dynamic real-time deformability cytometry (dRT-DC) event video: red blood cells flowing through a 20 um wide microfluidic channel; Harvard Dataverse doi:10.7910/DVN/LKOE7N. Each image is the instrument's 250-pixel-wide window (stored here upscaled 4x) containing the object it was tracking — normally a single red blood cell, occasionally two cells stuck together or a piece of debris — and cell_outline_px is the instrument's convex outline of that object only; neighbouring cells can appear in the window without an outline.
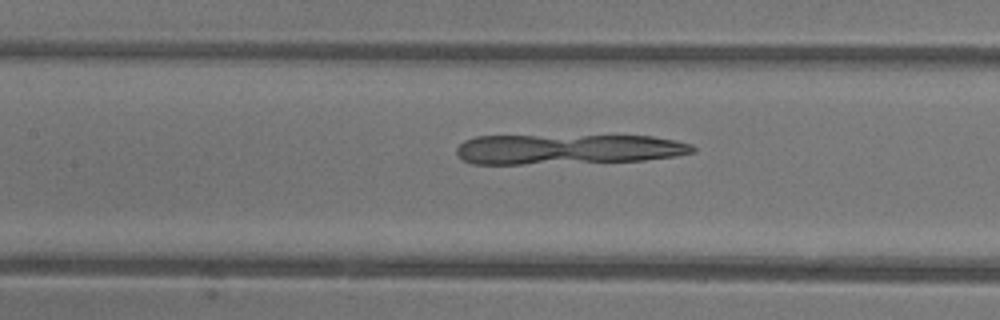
{"species": "common noctule bat (a hibernating species)", "species_latin": "Nyctalus noctula", "temperature_condition": "warm", "stored_images_in_passage": 46, "camera_frame_rate_fps": 3000, "um_per_image_px": 0.085, "animal": {"sex": "female"}, "frame": {"image": 1, "passage_image": 22, "time_ms": 7.0, "image_size_px": [1000, 320], "cell_outline_px": [[696, 152], [676, 156], [644, 160], [520, 164], [472, 164], [464, 160], [456, 152], [456, 148], [464, 140], [476, 136], [652, 136], [676, 140], [692, 144], [696, 148]], "centroid_in_image_um": [48.28, 12.68], "position_along_channel_um": 159.1, "area_um2": 41.38}}